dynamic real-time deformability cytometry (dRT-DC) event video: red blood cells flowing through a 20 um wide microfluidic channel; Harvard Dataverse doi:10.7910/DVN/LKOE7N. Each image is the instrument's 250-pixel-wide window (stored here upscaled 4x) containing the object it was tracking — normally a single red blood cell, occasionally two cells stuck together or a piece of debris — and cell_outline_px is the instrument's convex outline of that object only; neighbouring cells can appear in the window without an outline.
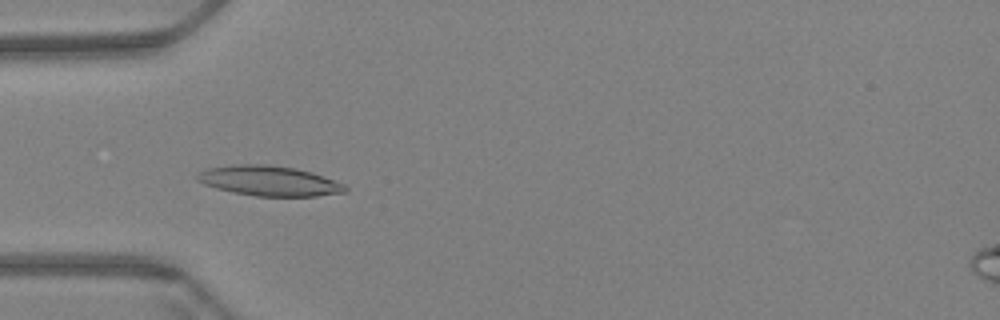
{"species": "Egyptian fruit bat (a non-hibernating species)", "species_latin": "Rousettus aegyptiacus", "temperature_condition": "warm", "stored_images_in_passage": 59, "camera_frame_rate_fps": 3000, "um_per_image_px": 0.085, "animal": {"sex": "female"}, "frame": {"image": 1, "passage_image": 18, "time_ms": 5.667, "image_size_px": [1000, 320], "cell_outline_px": [[348, 192], [316, 196], [256, 196], [232, 192], [216, 188], [204, 184], [196, 180], [196, 176], [200, 172], [208, 168], [236, 164], [268, 164], [296, 168], [312, 172], [344, 184], [348, 188]], "centroid_in_image_um": [22.89, 15.37], "position_along_channel_um": 62.1, "area_um2": 25.95}}
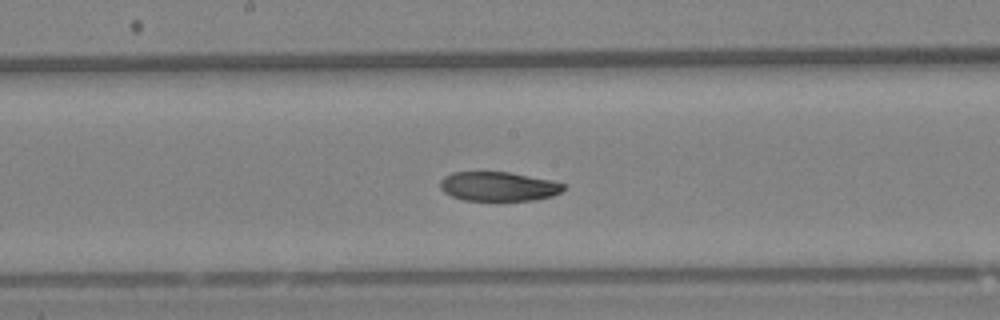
{"frame": {"image": 2, "passage_image": 31, "time_ms": 10.0, "image_size_px": [1000, 320], "cell_outline_px": [[568, 188], [552, 196], [536, 200], [464, 200], [452, 196], [444, 192], [440, 188], [440, 180], [444, 176], [452, 172], [508, 172], [552, 180], [564, 184]], "centroid_in_image_um": [42.38, 15.84], "position_along_channel_um": 205.8, "area_um2": 21.1}}
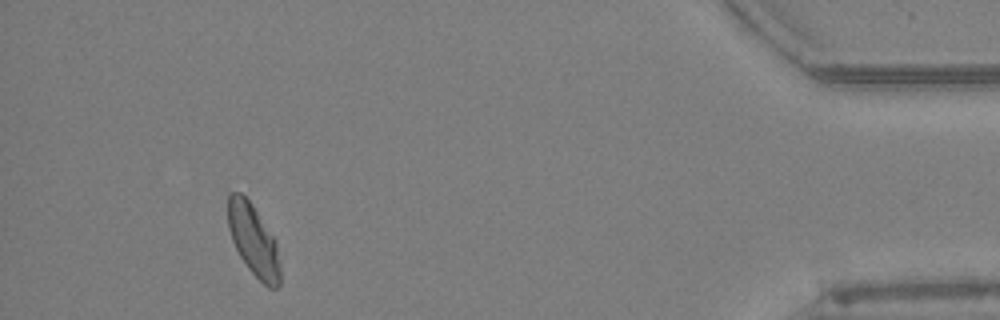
{"frame": {"image": 3, "passage_image": 55, "time_ms": 18.0, "image_size_px": [1000, 320], "cell_outline_px": [[280, 284], [276, 288], [268, 288], [248, 268], [240, 256], [232, 240], [228, 228], [228, 192], [240, 192], [252, 204], [276, 240], [280, 268]], "centroid_in_image_um": [21.54, 20.41], "position_along_channel_um": 413.7, "area_um2": 21.68}, "authors_computed_cell_mechanics": {"area_um2": 22.831, "velocity_mm_per_s": 3.3815, "shape_relaxation_time_tau1_ms": 8.4502, "shape_relaxation_time_tau2_ms": null, "deformation_change_tau1": 0.1619, "deformation_change_tau2": null}}